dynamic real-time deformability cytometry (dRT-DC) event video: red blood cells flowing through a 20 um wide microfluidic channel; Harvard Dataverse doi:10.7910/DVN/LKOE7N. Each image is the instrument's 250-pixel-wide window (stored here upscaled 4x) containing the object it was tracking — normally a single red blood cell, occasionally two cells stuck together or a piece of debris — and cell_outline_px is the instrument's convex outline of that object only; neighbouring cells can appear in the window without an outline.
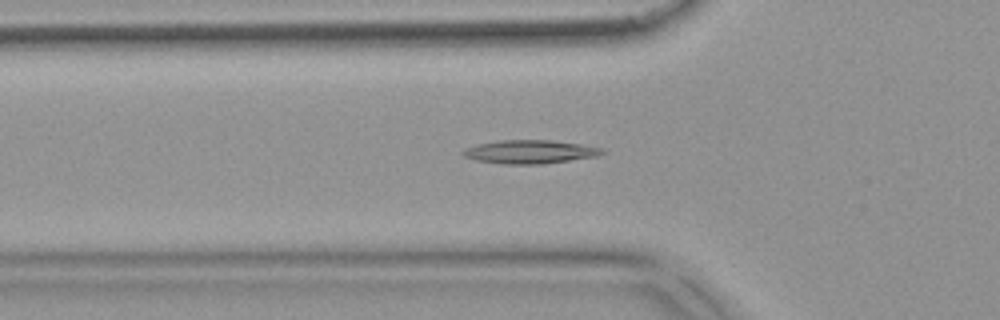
{"species": "common noctule bat (a hibernating species)", "species_latin": "Nyctalus noctula", "temperature_condition": "warm", "stored_images_in_passage": 52, "camera_frame_rate_fps": 3000, "um_per_image_px": 0.085, "animal": {"sex": "female", "body_mass_g": 18.4}, "frame": {"image": 1, "passage_image": 18, "time_ms": 5.667, "image_size_px": [1000, 320], "cell_outline_px": [[608, 152], [596, 156], [540, 164], [500, 164], [476, 160], [464, 156], [460, 152], [464, 148], [476, 144], [500, 140], [548, 140], [580, 144], [604, 148]], "centroid_in_image_um": [45.01, 12.9], "position_along_channel_um": 80.8, "area_um2": 19.07}}
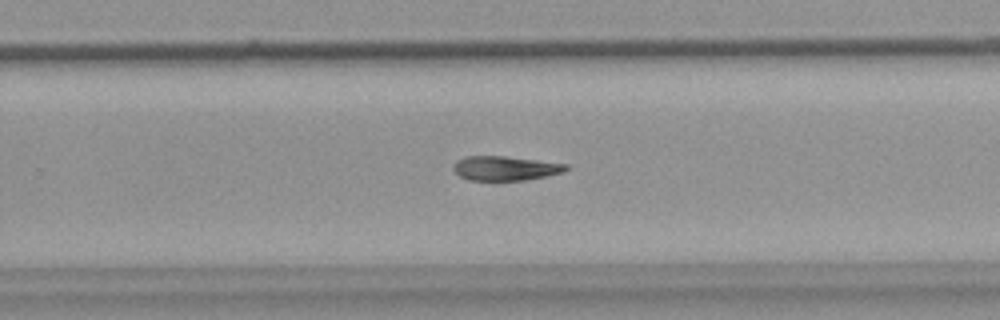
{"frame": {"image": 2, "passage_image": 34, "time_ms": 11.0, "image_size_px": [1000, 320], "cell_outline_px": [[568, 168], [564, 172], [524, 180], [468, 180], [460, 176], [452, 168], [452, 164], [456, 160], [464, 156], [504, 156], [568, 164]], "centroid_in_image_um": [42.9, 14.29], "position_along_channel_um": 286.9, "area_um2": 15.95}}
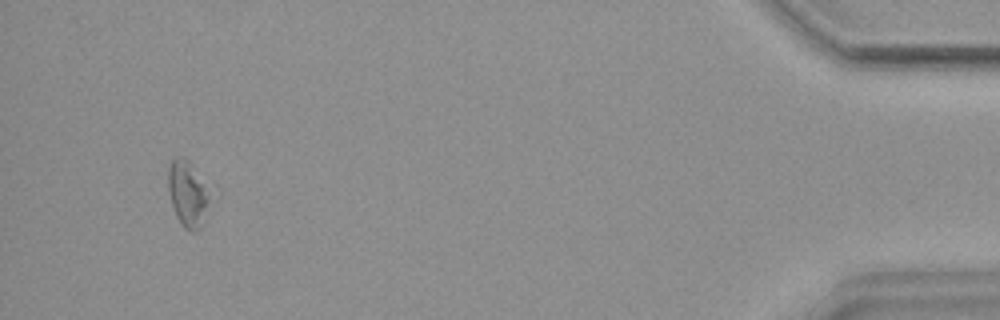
{"frame": {"image": 3, "passage_image": 50, "time_ms": 16.333, "image_size_px": [1000, 320], "cell_outline_px": [[208, 196], [200, 228], [196, 232], [192, 232], [184, 228], [180, 224], [176, 216], [168, 192], [168, 168], [172, 160], [176, 156], [184, 156], [188, 160]], "centroid_in_image_um": [15.84, 16.49], "position_along_channel_um": 419.4, "area_um2": 14.97}}